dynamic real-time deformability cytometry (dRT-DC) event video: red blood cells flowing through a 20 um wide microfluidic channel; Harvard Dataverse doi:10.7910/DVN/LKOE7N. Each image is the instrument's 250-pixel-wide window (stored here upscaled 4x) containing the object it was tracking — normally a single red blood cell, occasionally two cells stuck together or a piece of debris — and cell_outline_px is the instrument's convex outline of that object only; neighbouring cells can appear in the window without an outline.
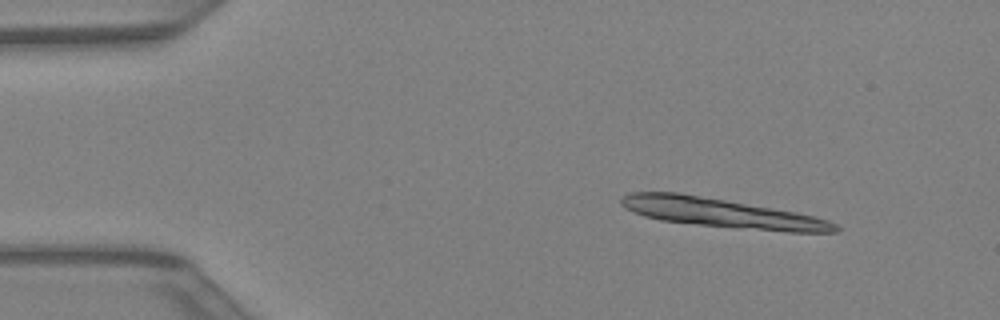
{"species": "Egyptian fruit bat (a non-hibernating species)", "species_latin": "Rousettus aegyptiacus", "temperature_condition": "warm", "stored_images_in_passage": 38, "segment_of_instrument_passage": [1, 2], "camera_frame_rate_fps": 3000, "um_per_image_px": 0.085, "animal": {"sex": "female"}, "frame": {"image": 1, "passage_image": 1, "time_ms": 0.0, "image_size_px": [1000, 320], "cell_outline_px": [[840, 232], [788, 232], [736, 228], [660, 220], [644, 216], [624, 208], [620, 204], [620, 200], [628, 192], [676, 192], [796, 212], [828, 220], [836, 224], [840, 228]], "centroid_in_image_um": [61.33, 18.11], "position_along_channel_um": 23.7, "area_um2": 36.01}}